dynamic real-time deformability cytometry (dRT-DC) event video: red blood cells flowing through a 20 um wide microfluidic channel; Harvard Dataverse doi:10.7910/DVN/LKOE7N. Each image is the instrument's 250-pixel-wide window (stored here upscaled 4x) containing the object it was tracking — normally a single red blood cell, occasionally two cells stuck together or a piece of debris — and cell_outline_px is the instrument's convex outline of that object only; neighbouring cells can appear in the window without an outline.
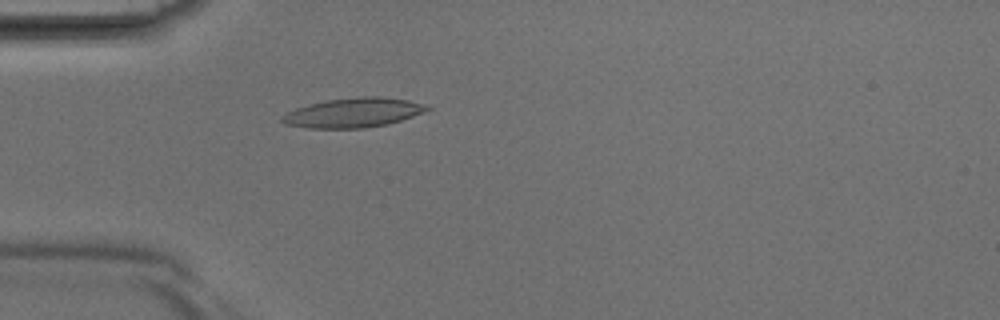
{"species": "Egyptian fruit bat (a non-hibernating species)", "species_latin": "Rousettus aegyptiacus", "temperature_condition": "room temperature", "stored_images_in_passage": 41, "camera_frame_rate_fps": 3000, "um_per_image_px": 0.085, "animal": {"sex": "male"}, "frame": {"image": 1, "passage_image": 12, "time_ms": 3.667, "image_size_px": [1000, 320], "cell_outline_px": [[432, 108], [424, 112], [388, 124], [364, 128], [308, 128], [288, 124], [280, 120], [280, 116], [296, 108], [308, 104], [328, 100], [360, 96], [380, 96], [408, 100], [424, 104]], "centroid_in_image_um": [30.04, 9.57], "position_along_channel_um": 55.0, "area_um2": 24.8}}
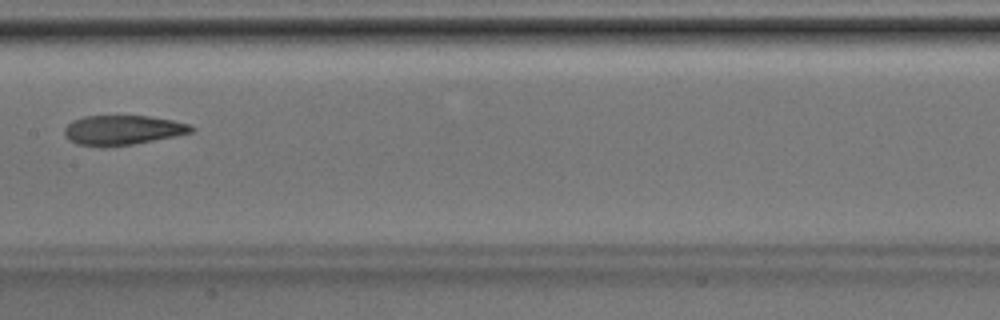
{"frame": {"image": 2, "passage_image": 21, "time_ms": 6.667, "image_size_px": [1000, 320], "cell_outline_px": [[196, 128], [192, 132], [176, 136], [132, 144], [104, 148], [100, 148], [76, 144], [68, 140], [64, 136], [64, 128], [72, 120], [84, 116], [148, 116], [172, 120], [192, 124]], "centroid_in_image_um": [10.39, 11.07], "position_along_channel_um": 197.0, "area_um2": 22.31}}
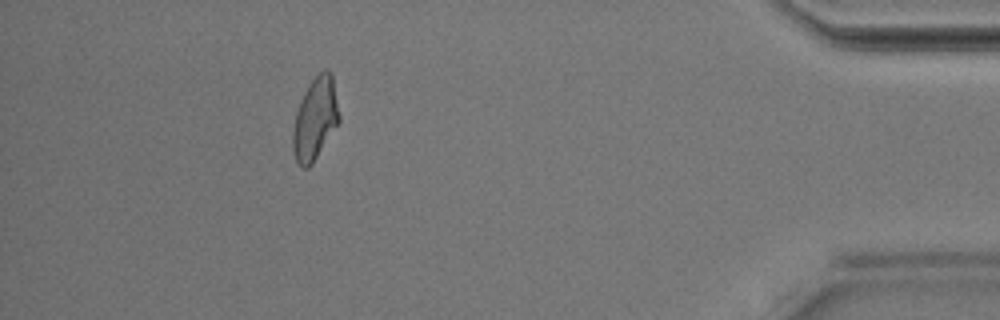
{"frame": {"image": 3, "passage_image": 37, "time_ms": 12.0, "image_size_px": [1000, 320], "cell_outline_px": [[340, 120], [312, 164], [308, 168], [300, 168], [296, 160], [292, 148], [292, 132], [296, 112], [300, 100], [308, 84], [324, 68], [328, 68], [332, 76], [340, 116]], "centroid_in_image_um": [26.77, 10.1], "position_along_channel_um": 408.4, "area_um2": 22.14}}